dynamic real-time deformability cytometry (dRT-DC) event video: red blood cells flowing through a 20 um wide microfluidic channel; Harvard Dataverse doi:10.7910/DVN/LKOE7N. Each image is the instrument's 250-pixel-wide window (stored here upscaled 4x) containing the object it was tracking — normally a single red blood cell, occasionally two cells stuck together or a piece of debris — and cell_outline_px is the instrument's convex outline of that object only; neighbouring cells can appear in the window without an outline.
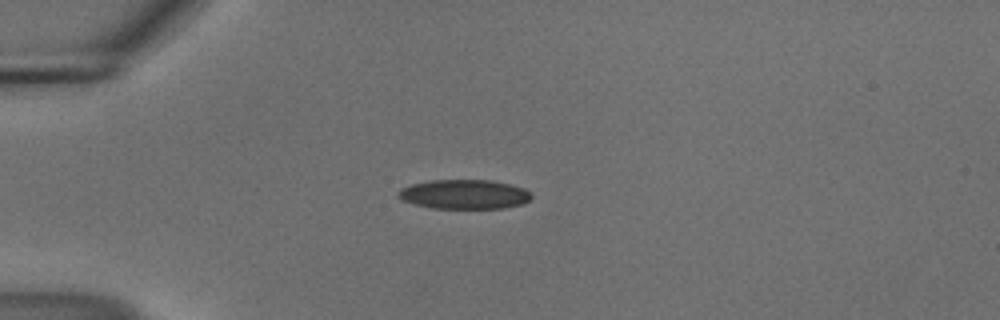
{"species": "common noctule bat (a hibernating species)", "species_latin": "Nyctalus noctula", "temperature_condition": "cold", "stored_images_in_passage": 41, "camera_frame_rate_fps": 3000, "um_per_image_px": 0.085, "animal": {"sex": "male", "body_mass_g": 18.8}, "frame": {"image": 1, "passage_image": 1, "time_ms": 0.0, "image_size_px": [1000, 320], "cell_outline_px": [[532, 196], [524, 204], [504, 208], [432, 208], [400, 200], [396, 196], [396, 192], [400, 188], [412, 184], [432, 180], [488, 180], [508, 184], [524, 188]], "centroid_in_image_um": [39.42, 16.52], "position_along_channel_um": 45.6, "area_um2": 22.77}}
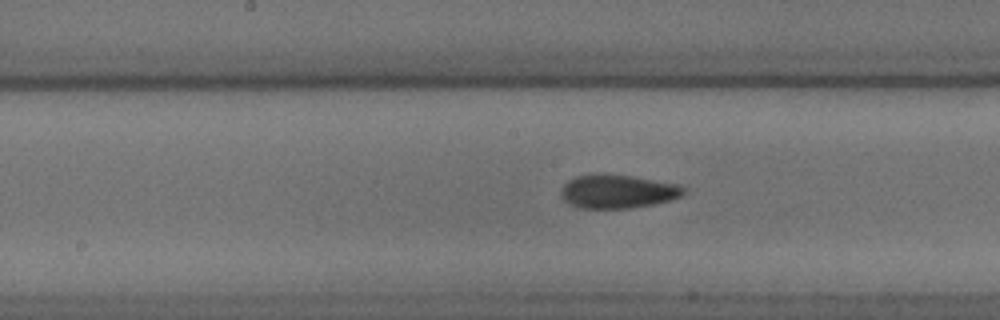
{"frame": {"image": 2, "passage_image": 15, "time_ms": 4.667, "image_size_px": [1000, 320], "cell_outline_px": [[684, 192], [680, 196], [668, 200], [652, 204], [632, 208], [580, 208], [568, 204], [560, 196], [560, 188], [568, 180], [576, 176], [592, 172], [600, 172], [632, 176], [680, 184], [684, 188]], "centroid_in_image_um": [52.42, 16.24], "position_along_channel_um": 195.8, "area_um2": 24.45}}
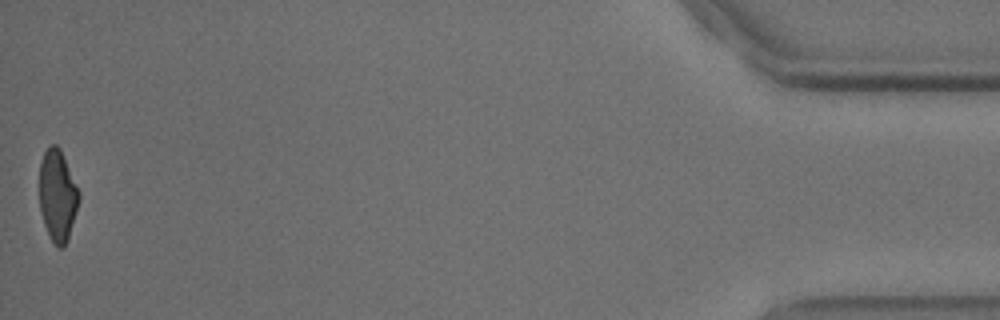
{"frame": {"image": 3, "passage_image": 41, "time_ms": 13.333, "image_size_px": [1000, 320], "cell_outline_px": [[80, 200], [68, 240], [64, 248], [56, 248], [44, 224], [40, 208], [40, 164], [44, 152], [52, 144], [56, 144], [60, 148], [80, 192]], "centroid_in_image_um": [4.91, 16.65], "position_along_channel_um": 430.3, "area_um2": 21.1}, "authors_computed_cell_mechanics": {"area_um2": 23.2356, "velocity_mm_per_s": 3.7144, "shape_relaxation_time_tau1_ms": 6.7673, "shape_relaxation_time_tau2_ms": 4.0253, "deformation_change_tau1": 0.1728, "deformation_change_tau2": 0.1007}}